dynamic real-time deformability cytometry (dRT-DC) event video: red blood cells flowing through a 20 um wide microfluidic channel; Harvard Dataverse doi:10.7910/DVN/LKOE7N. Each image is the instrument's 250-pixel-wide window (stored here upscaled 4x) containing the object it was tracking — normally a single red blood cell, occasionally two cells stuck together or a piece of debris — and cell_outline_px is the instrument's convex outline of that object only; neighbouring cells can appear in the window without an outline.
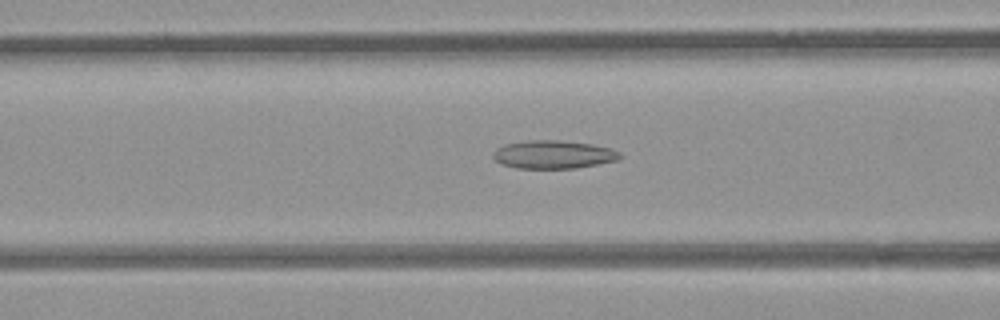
{"species": "common noctule bat (a hibernating species)", "species_latin": "Nyctalus noctula", "temperature_condition": "room temperature", "stored_images_in_passage": 53, "camera_frame_rate_fps": 3000, "um_per_image_px": 0.085, "animal": {"sex": "female", "body_mass_g": 21.9}, "frame": {"image": 1, "passage_image": 21, "time_ms": 6.667, "image_size_px": [1000, 320], "cell_outline_px": [[620, 156], [616, 160], [576, 168], [516, 168], [500, 164], [492, 156], [492, 152], [496, 148], [508, 144], [528, 140], [560, 140], [592, 144], [608, 148], [620, 152]], "centroid_in_image_um": [46.98, 13.13], "position_along_channel_um": 119.6, "area_um2": 20.63}}
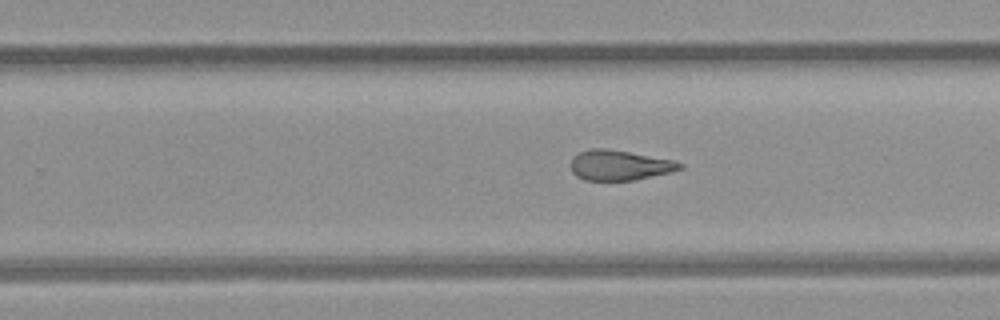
{"frame": {"image": 2, "passage_image": 33, "time_ms": 10.667, "image_size_px": [1000, 320], "cell_outline_px": [[684, 168], [668, 172], [632, 180], [584, 180], [576, 176], [572, 172], [572, 160], [580, 152], [588, 148], [608, 148], [672, 160], [684, 164]], "centroid_in_image_um": [52.64, 14.03], "position_along_channel_um": 277.2, "area_um2": 18.84}}
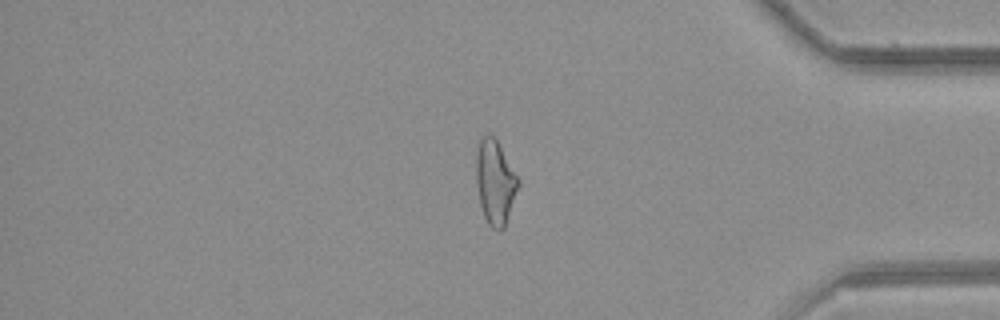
{"frame": {"image": 3, "passage_image": 44, "time_ms": 14.333, "image_size_px": [1000, 320], "cell_outline_px": [[520, 184], [504, 228], [492, 228], [488, 224], [484, 216], [480, 204], [476, 180], [476, 156], [480, 140], [488, 132], [496, 140], [520, 180]], "centroid_in_image_um": [42.09, 15.49], "position_along_channel_um": 393.1, "area_um2": 20.35}, "authors_computed_cell_mechanics": {"area_um2": 21.386, "velocity_mm_per_s": 3.9417, "shape_relaxation_time_tau1_ms": null, "shape_relaxation_time_tau2_ms": 1.2306, "deformation_change_tau1": null, "deformation_change_tau2": 0.0891}}